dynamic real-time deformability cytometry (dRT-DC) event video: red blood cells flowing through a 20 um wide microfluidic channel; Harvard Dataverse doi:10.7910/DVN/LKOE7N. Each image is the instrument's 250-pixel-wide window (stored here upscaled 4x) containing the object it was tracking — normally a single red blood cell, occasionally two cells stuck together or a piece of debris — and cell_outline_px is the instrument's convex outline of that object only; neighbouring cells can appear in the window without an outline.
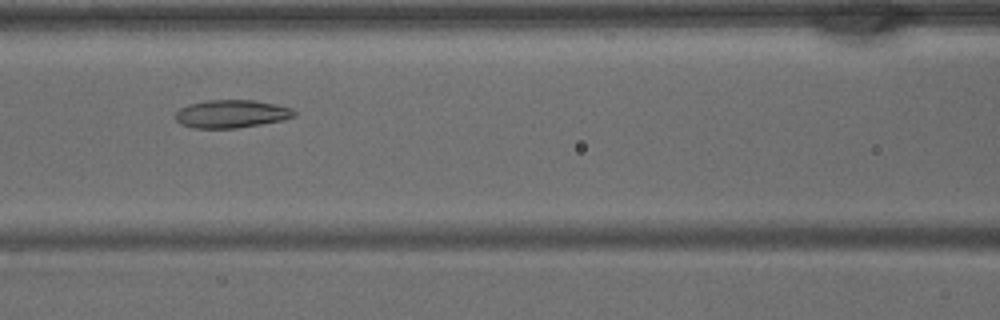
{"species": "common noctule bat (a hibernating species)", "species_latin": "Nyctalus noctula", "temperature_condition": "warm", "stored_images_in_passage": 33, "camera_frame_rate_fps": 3000, "um_per_image_px": 0.085, "animal": {"sex": "male", "body_mass_g": 15.6}, "frame": {"image": 1, "passage_image": 10, "time_ms": 3.0, "image_size_px": [1000, 320], "cell_outline_px": [[296, 116], [284, 120], [236, 128], [192, 128], [180, 124], [176, 120], [176, 112], [180, 108], [188, 104], [208, 100], [252, 100], [276, 104], [292, 108], [296, 112]], "centroid_in_image_um": [19.68, 9.68], "position_along_channel_um": 146.9, "area_um2": 19.42}}
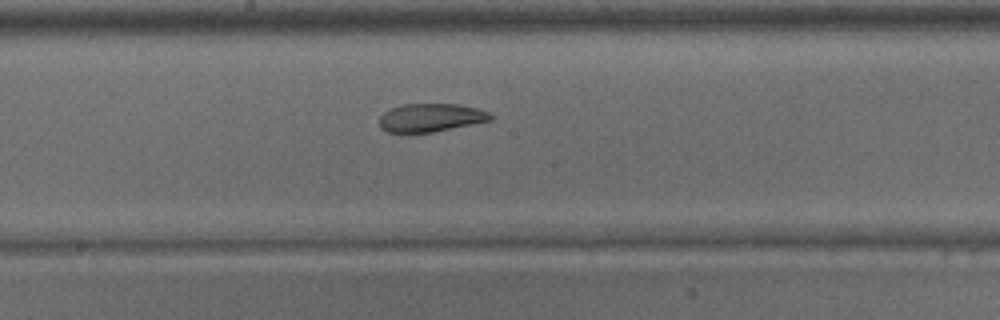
{"frame": {"image": 2, "passage_image": 14, "time_ms": 4.333, "image_size_px": [1000, 320], "cell_outline_px": [[492, 120], [432, 132], [400, 136], [388, 132], [380, 128], [380, 116], [388, 108], [404, 104], [460, 104], [476, 108], [488, 112], [492, 116]], "centroid_in_image_um": [36.52, 10.03], "position_along_channel_um": 211.7, "area_um2": 18.84}}
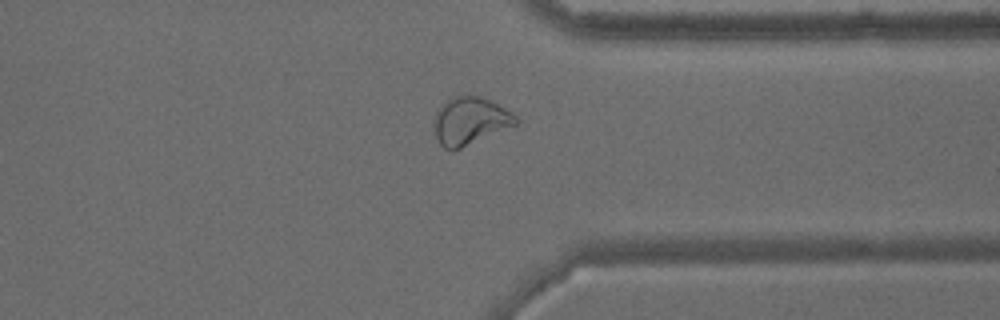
{"frame": {"image": 3, "passage_image": 24, "time_ms": 7.667, "image_size_px": [1000, 320], "cell_outline_px": [[520, 120], [516, 124], [460, 148], [444, 148], [440, 144], [436, 136], [436, 112], [452, 96], [480, 96], [512, 112]], "centroid_in_image_um": [39.98, 10.26], "position_along_channel_um": 371.4, "area_um2": 21.73}}